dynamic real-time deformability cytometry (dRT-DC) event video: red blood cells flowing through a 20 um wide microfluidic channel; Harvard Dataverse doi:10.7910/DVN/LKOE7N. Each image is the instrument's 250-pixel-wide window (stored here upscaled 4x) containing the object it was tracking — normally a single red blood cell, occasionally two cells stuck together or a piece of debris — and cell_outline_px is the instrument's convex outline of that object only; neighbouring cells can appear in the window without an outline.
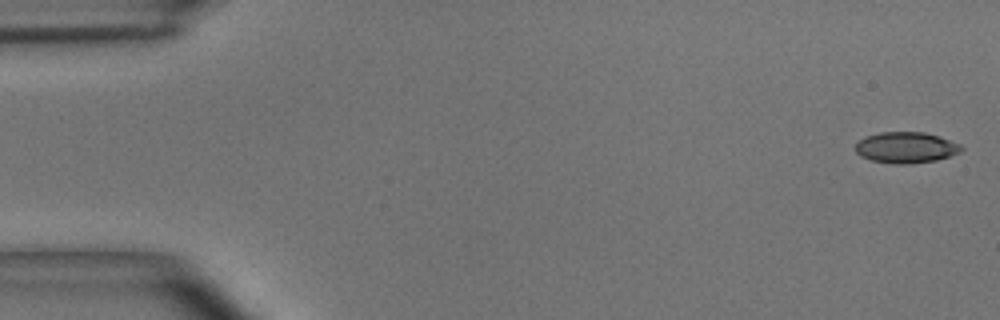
{"species": "common noctule bat (a hibernating species)", "species_latin": "Nyctalus noctula", "temperature_condition": "room temperature", "stored_images_in_passage": 12, "camera_frame_rate_fps": 3000, "um_per_image_px": 0.085, "animal": {"sex": "male", "body_mass_g": 15.6}, "frame": {"image": 1, "passage_image": 1, "time_ms": 0.0, "image_size_px": [1000, 320], "cell_outline_px": [[964, 148], [960, 152], [936, 160], [908, 164], [892, 164], [872, 160], [860, 156], [856, 152], [856, 144], [864, 136], [880, 132], [924, 132], [940, 136], [960, 144]], "centroid_in_image_um": [77.0, 12.53], "position_along_channel_um": 8.0, "area_um2": 19.19}}